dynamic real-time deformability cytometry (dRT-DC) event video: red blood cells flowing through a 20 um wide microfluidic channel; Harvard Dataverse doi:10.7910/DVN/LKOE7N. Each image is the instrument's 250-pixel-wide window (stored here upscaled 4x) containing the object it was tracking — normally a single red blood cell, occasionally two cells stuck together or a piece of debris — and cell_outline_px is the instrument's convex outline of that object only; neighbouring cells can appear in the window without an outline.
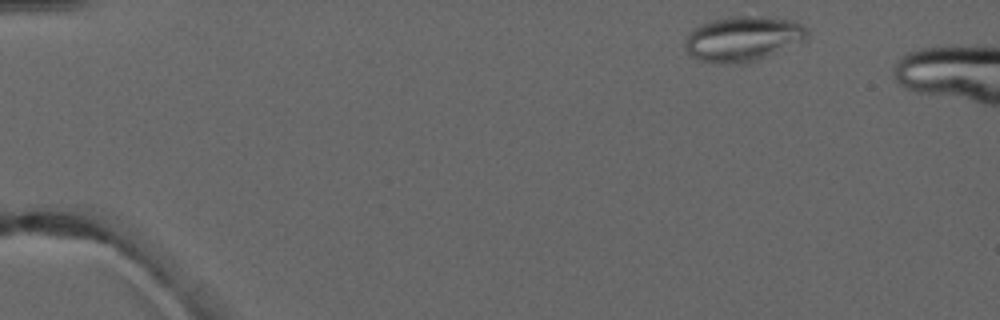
{"species": "common noctule bat (a hibernating species)", "species_latin": "Nyctalus noctula", "temperature_condition": "warm", "stored_images_in_passage": 3, "camera_frame_rate_fps": 3000, "um_per_image_px": 0.085, "animal": {"sex": "male", "forearm_length_mm": 52.5}, "frame": {"image": 1, "passage_image": 1, "time_ms": 0.0, "image_size_px": [1000, 320], "cell_outline_px": [[808, 36], [804, 40], [756, 60], [744, 64], [736, 64], [700, 60], [692, 56], [684, 48], [684, 40], [700, 24], [712, 20], [728, 16], [764, 16], [796, 20], [808, 32]], "centroid_in_image_um": [63.14, 3.27], "position_along_channel_um": 21.9, "area_um2": 31.73}}